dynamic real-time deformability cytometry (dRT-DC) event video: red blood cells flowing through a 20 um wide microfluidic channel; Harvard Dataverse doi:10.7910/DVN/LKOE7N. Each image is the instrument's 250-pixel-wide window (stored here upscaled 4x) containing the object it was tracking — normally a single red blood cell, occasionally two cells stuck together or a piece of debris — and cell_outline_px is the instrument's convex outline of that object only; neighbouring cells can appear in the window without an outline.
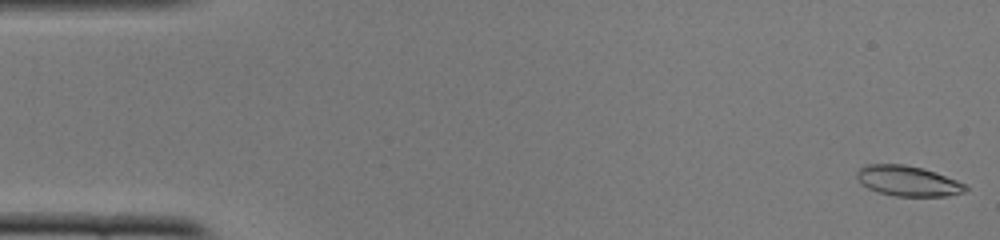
{"species": "common noctule bat (a hibernating species)", "species_latin": "Nyctalus noctula", "temperature_condition": "cold", "stored_images_in_passage": 51, "camera_frame_rate_fps": 3000, "um_per_image_px": 0.085, "animal": {"sex": "female", "body_mass_g": 22.0, "forearm_length_mm": 56.7}, "frame": {"image": 1, "passage_image": 1, "time_ms": 0.0, "image_size_px": [1000, 240], "cell_outline_px": [[968, 188], [964, 192], [944, 196], [896, 196], [880, 192], [868, 188], [860, 184], [856, 176], [856, 172], [864, 164], [904, 164], [924, 168], [936, 172], [956, 180], [964, 184]], "centroid_in_image_um": [77.13, 15.37], "position_along_channel_um": 7.9, "area_um2": 19.19}}
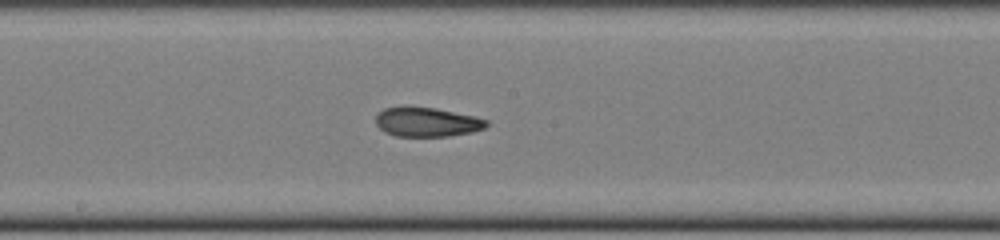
{"frame": {"image": 2, "passage_image": 27, "time_ms": 8.667, "image_size_px": [1000, 240], "cell_outline_px": [[488, 124], [484, 128], [472, 132], [448, 136], [396, 136], [384, 132], [376, 124], [376, 112], [384, 108], [404, 104], [436, 108], [476, 116], [488, 120]], "centroid_in_image_um": [36.24, 10.33], "position_along_channel_um": 212.0, "area_um2": 19.48}}
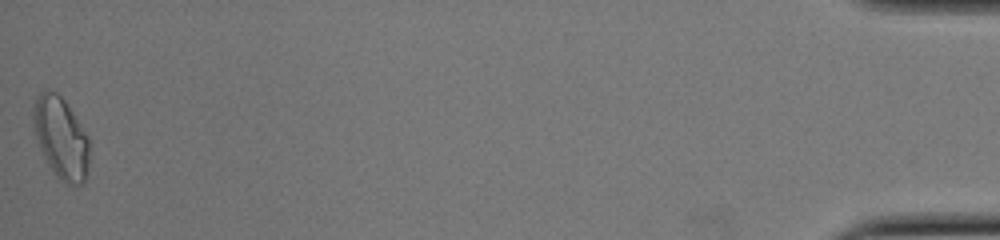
{"frame": {"image": 3, "passage_image": 51, "time_ms": 16.667, "image_size_px": [1000, 240], "cell_outline_px": [[88, 164], [84, 184], [68, 184], [60, 180], [56, 176], [48, 164], [40, 148], [36, 136], [32, 120], [32, 104], [36, 96], [40, 92], [48, 88], [56, 92], [64, 100], [88, 136]], "centroid_in_image_um": [5.15, 11.68], "position_along_channel_um": 430.1, "area_um2": 26.59}, "authors_computed_cell_mechanics": {"area_um2": 19.652, "velocity_mm_per_s": 3.9169, "shape_relaxation_time_tau1_ms": null, "shape_relaxation_time_tau2_ms": 2.2872, "deformation_change_tau1": null, "deformation_change_tau2": 0.0915}}